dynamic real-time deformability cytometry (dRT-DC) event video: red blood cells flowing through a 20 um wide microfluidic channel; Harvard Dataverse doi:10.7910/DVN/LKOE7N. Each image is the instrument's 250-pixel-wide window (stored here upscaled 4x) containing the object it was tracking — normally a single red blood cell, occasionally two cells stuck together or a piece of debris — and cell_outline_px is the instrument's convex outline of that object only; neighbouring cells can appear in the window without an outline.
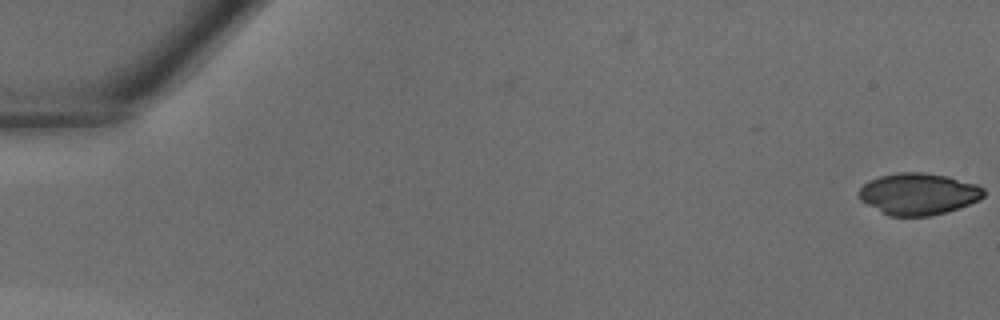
{"species": "common noctule bat (a hibernating species)", "species_latin": "Nyctalus noctula", "temperature_condition": "warm", "stored_images_in_passage": 2, "camera_frame_rate_fps": 3000, "um_per_image_px": 0.085, "animal": {"sex": "male", "body_mass_g": 18.8}, "frame": {"image": 1, "passage_image": 2, "time_ms": 0.333, "image_size_px": [1000, 320], "cell_outline_px": [[984, 196], [980, 200], [944, 212], [928, 216], [888, 216], [860, 200], [856, 192], [868, 180], [880, 176], [900, 172], [924, 172], [944, 176], [976, 184], [984, 188]], "centroid_in_image_um": [78.02, 16.48], "position_along_channel_um": 7.0, "area_um2": 30.17}}